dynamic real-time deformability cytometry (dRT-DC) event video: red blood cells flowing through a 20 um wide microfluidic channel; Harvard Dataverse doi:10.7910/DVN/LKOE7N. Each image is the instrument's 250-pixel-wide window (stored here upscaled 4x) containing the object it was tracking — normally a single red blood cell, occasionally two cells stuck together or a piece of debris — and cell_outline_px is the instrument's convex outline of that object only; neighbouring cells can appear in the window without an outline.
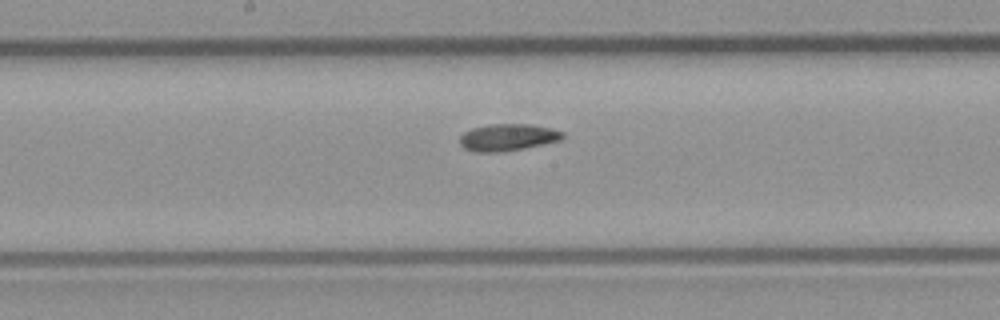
{"species": "common noctule bat (a hibernating species)", "species_latin": "Nyctalus noctula", "temperature_condition": "room temperature", "stored_images_in_passage": 8, "camera_frame_rate_fps": 3000, "um_per_image_px": 0.085, "animal": {"sex": "male", "body_mass_g": 23.1, "forearm_length_mm": 52.7}, "frame": {"image": 1, "passage_image": 7, "time_ms": 8.0, "image_size_px": [1000, 320], "cell_outline_px": [[564, 136], [560, 140], [524, 148], [496, 152], [476, 152], [464, 148], [460, 144], [460, 136], [464, 132], [472, 128], [488, 124], [528, 124], [552, 128], [564, 132]], "centroid_in_image_um": [43.14, 11.66], "position_along_channel_um": 205.1, "area_um2": 16.07}}